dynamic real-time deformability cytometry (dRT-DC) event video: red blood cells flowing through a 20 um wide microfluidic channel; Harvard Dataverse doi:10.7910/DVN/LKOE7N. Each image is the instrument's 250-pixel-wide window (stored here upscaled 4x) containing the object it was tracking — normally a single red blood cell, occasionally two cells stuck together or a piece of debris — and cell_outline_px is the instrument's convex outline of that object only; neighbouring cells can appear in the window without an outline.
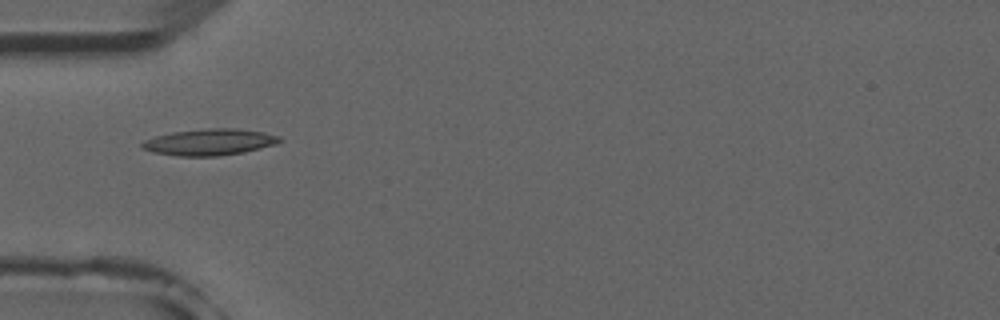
{"species": "common noctule bat (a hibernating species)", "species_latin": "Nyctalus noctula", "temperature_condition": "room temperature", "stored_images_in_passage": 5, "camera_frame_rate_fps": 3000, "um_per_image_px": 0.085, "animal": {"sex": "male", "forearm_length_mm": 52.5}, "frame": {"image": 1, "passage_image": 2, "time_ms": 1.333, "image_size_px": [1000, 320], "cell_outline_px": [[280, 140], [276, 144], [244, 152], [216, 156], [176, 156], [152, 152], [144, 148], [140, 144], [144, 140], [156, 136], [172, 132], [204, 128], [236, 128], [264, 132], [280, 136]], "centroid_in_image_um": [17.8, 12.07], "position_along_channel_um": 67.2, "area_um2": 21.15}}
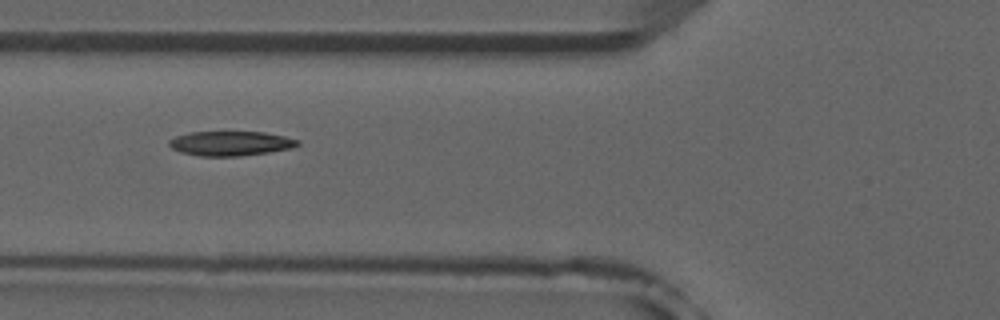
{"frame": {"image": 2, "passage_image": 3, "time_ms": 2.333, "image_size_px": [1000, 320], "cell_outline_px": [[300, 144], [292, 148], [268, 152], [240, 156], [200, 156], [180, 152], [172, 148], [168, 144], [168, 140], [176, 136], [188, 132], [264, 132], [284, 136], [300, 140]], "centroid_in_image_um": [19.59, 12.19], "position_along_channel_um": 106.2, "area_um2": 18.44}}
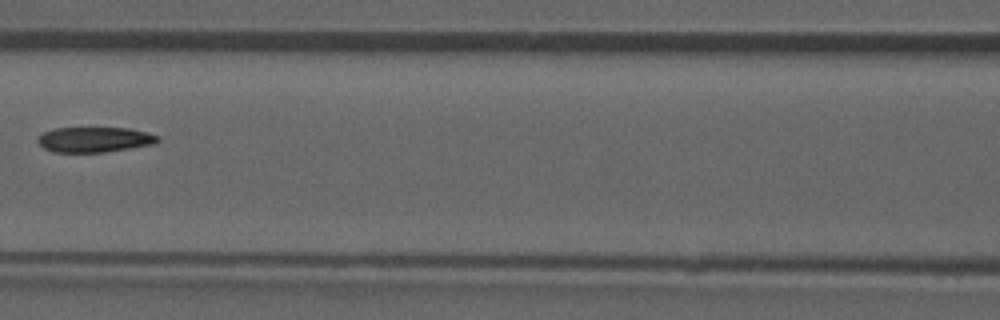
{"frame": {"image": 3, "passage_image": 4, "time_ms": 3.667, "image_size_px": [1000, 320], "cell_outline_px": [[160, 140], [152, 144], [104, 152], [52, 152], [44, 148], [36, 140], [36, 136], [52, 128], [128, 128], [148, 132], [160, 136]], "centroid_in_image_um": [8.0, 11.85], "position_along_channel_um": 158.6, "area_um2": 17.69}}